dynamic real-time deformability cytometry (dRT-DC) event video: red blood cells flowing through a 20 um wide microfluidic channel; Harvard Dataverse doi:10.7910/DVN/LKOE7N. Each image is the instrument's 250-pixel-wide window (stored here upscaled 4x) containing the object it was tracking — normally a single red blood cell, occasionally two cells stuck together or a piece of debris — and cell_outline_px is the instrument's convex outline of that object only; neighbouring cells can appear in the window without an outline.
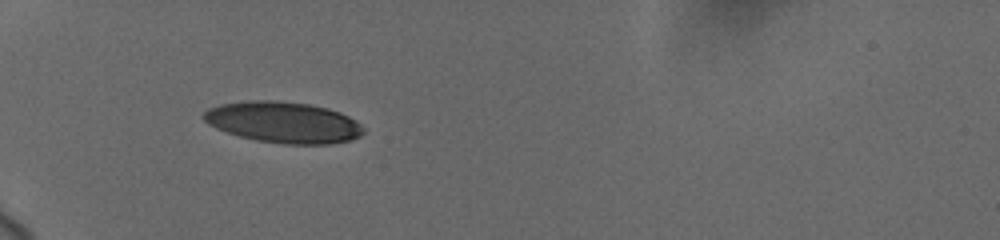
{"species": "human", "species_latin": "Homo sapiens", "temperature_condition": "cold", "stored_images_in_passage": 96, "camera_frame_rate_fps": 3000, "um_per_image_px": 0.085, "donor": {"sex": "female"}, "frame": {"image": 1, "passage_image": 1, "time_ms": 0.0, "image_size_px": [1000, 240], "cell_outline_px": [[364, 132], [360, 136], [348, 140], [328, 144], [284, 144], [256, 140], [240, 136], [216, 128], [208, 124], [200, 116], [208, 108], [220, 104], [252, 100], [276, 100], [308, 104], [328, 108], [340, 112], [356, 120], [364, 128]], "centroid_in_image_um": [24.07, 10.39], "position_along_channel_um": 60.9, "area_um2": 38.32}}
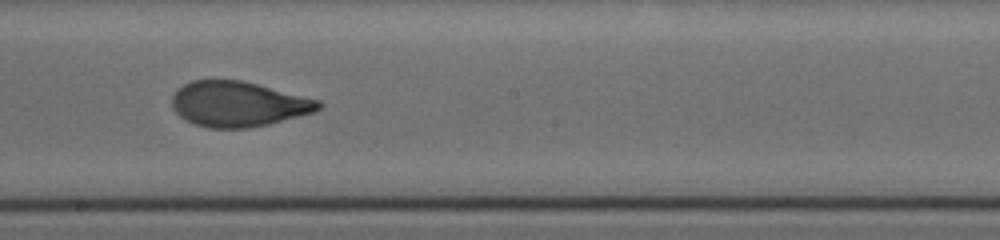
{"frame": {"image": 2, "passage_image": 38, "time_ms": 5.0, "image_size_px": [1000, 240], "cell_outline_px": [[324, 104], [316, 112], [268, 124], [248, 128], [208, 128], [196, 124], [180, 116], [172, 108], [172, 96], [176, 88], [192, 80], [244, 80], [320, 100]], "centroid_in_image_um": [20.27, 8.83], "position_along_channel_um": 227.9, "area_um2": 38.84}}
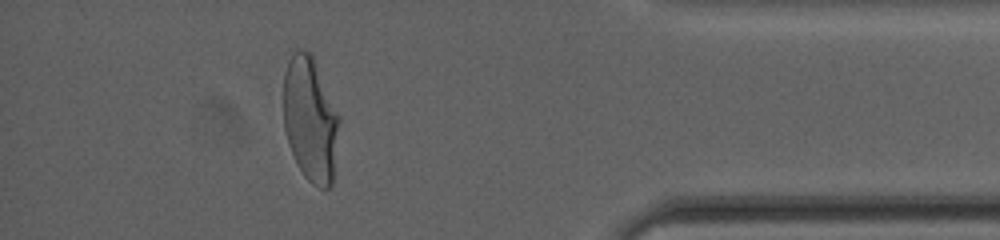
{"frame": {"image": 3, "passage_image": 81, "time_ms": 10.667, "image_size_px": [1000, 240], "cell_outline_px": [[340, 120], [332, 184], [328, 188], [320, 188], [312, 184], [304, 176], [296, 164], [288, 144], [284, 128], [284, 72], [288, 60], [296, 48], [300, 48], [308, 52], [312, 56], [340, 116]], "centroid_in_image_um": [26.37, 10.16], "position_along_channel_um": 408.8, "area_um2": 40.58}, "authors_computed_cell_mechanics": {"area_um2": 39.5352, "velocity_mm_per_s": 3.6923, "shape_relaxation_time_tau1_ms": 5.265, "shape_relaxation_time_tau2_ms": 0.8229, "deformation_change_tau1": 0.1953, "deformation_change_tau2": 0.0691}}